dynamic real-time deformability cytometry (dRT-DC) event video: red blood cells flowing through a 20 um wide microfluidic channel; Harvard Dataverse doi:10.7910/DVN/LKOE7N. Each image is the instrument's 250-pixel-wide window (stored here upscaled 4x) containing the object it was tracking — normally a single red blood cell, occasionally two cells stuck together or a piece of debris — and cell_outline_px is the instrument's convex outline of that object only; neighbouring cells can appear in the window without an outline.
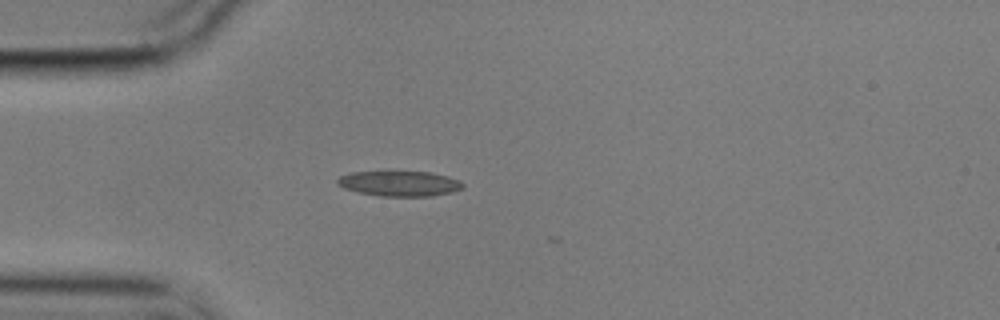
{"species": "common noctule bat (a hibernating species)", "species_latin": "Nyctalus noctula", "temperature_condition": "cold", "stored_images_in_passage": 3, "camera_frame_rate_fps": 3000, "um_per_image_px": 0.085, "animal": {"sex": "male", "body_mass_g": 17.9}, "frame": {"image": 1, "passage_image": 1, "time_ms": 0.0, "image_size_px": [1000, 320], "cell_outline_px": [[464, 188], [452, 192], [432, 196], [380, 196], [356, 192], [344, 188], [336, 184], [336, 180], [340, 176], [352, 172], [384, 168], [388, 168], [432, 172], [448, 176], [460, 180], [464, 184]], "centroid_in_image_um": [33.92, 15.54], "position_along_channel_um": 51.1, "area_um2": 19.77}}